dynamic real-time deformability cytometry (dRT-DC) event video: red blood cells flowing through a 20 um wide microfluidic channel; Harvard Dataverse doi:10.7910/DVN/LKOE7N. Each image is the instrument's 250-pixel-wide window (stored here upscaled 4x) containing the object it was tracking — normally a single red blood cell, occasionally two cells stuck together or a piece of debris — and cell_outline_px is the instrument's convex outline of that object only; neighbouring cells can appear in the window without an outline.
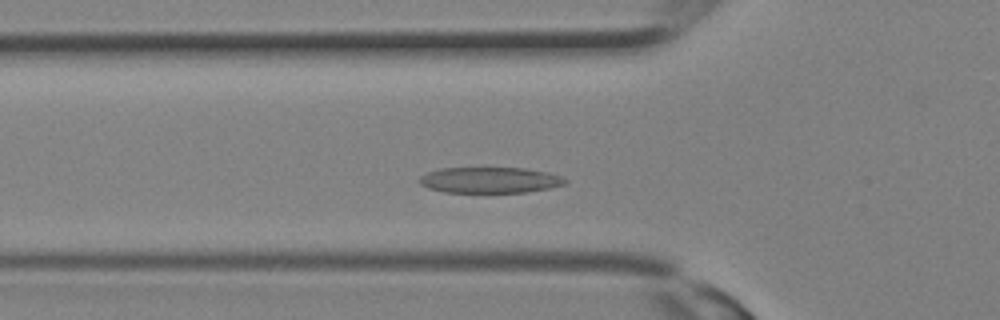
{"species": "Egyptian fruit bat (a non-hibernating species)", "species_latin": "Rousettus aegyptiacus", "temperature_condition": "room temperature", "stored_images_in_passage": 28, "camera_frame_rate_fps": 3000, "um_per_image_px": 0.085, "animal": {"sex": "female"}, "frame": {"image": 1, "passage_image": 7, "time_ms": 2.0, "image_size_px": [1000, 320], "cell_outline_px": [[568, 180], [564, 184], [548, 188], [528, 192], [444, 192], [428, 188], [420, 184], [416, 180], [420, 176], [428, 172], [440, 168], [524, 168], [548, 172], [560, 176]], "centroid_in_image_um": [41.6, 15.3], "position_along_channel_um": 84.2, "area_um2": 21.96}}
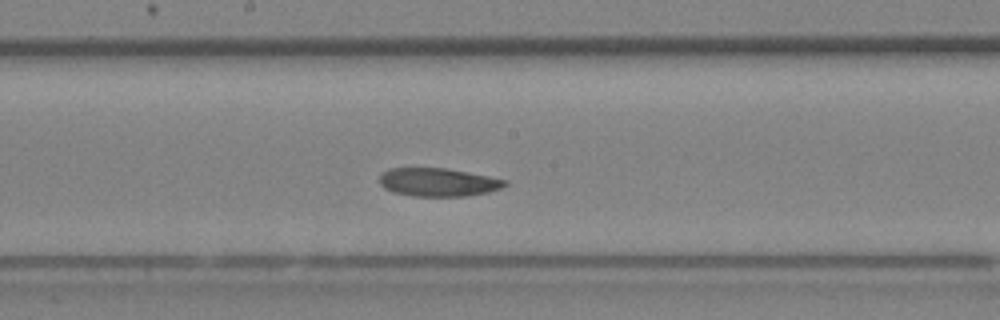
{"frame": {"image": 2, "passage_image": 13, "time_ms": 4.0, "image_size_px": [1000, 320], "cell_outline_px": [[508, 184], [500, 188], [488, 192], [464, 196], [412, 196], [392, 192], [384, 188], [380, 184], [380, 172], [388, 168], [448, 168], [508, 180]], "centroid_in_image_um": [37.21, 15.48], "position_along_channel_um": 211.0, "area_um2": 20.81}}
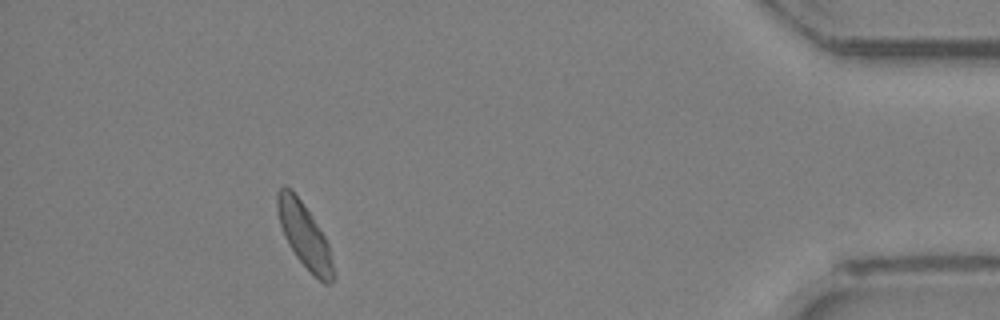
{"frame": {"image": 3, "passage_image": 25, "time_ms": 8.0, "image_size_px": [1000, 320], "cell_outline_px": [[332, 280], [328, 284], [324, 284], [296, 256], [288, 244], [284, 236], [276, 212], [276, 192], [284, 184], [292, 188], [324, 236], [328, 244], [332, 264]], "centroid_in_image_um": [25.8, 19.92], "position_along_channel_um": 409.4, "area_um2": 20.4}}